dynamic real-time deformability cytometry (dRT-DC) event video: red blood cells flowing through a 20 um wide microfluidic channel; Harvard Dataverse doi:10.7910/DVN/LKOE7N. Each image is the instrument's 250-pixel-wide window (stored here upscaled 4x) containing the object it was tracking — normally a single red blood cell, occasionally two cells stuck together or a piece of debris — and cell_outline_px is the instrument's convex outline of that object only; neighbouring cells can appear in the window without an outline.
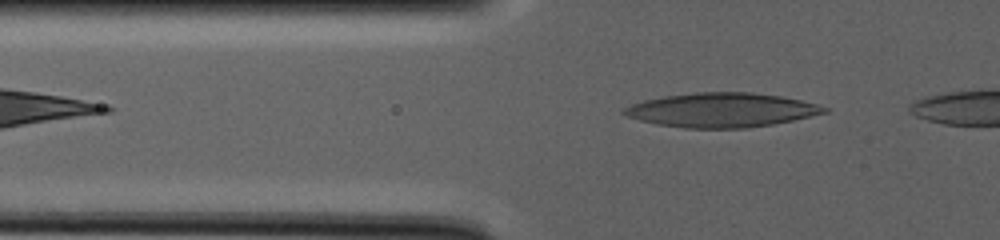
{"species": "human", "species_latin": "Homo sapiens", "temperature_condition": "warm", "stored_images_in_passage": 26, "camera_frame_rate_fps": 3000, "um_per_image_px": 0.085, "donor": {"sex": "male"}, "frame": {"image": 1, "passage_image": 2, "time_ms": 1.0, "image_size_px": [1000, 240], "cell_outline_px": [[832, 108], [828, 112], [792, 120], [772, 124], [744, 128], [684, 128], [656, 124], [640, 120], [628, 116], [620, 112], [624, 108], [632, 104], [644, 100], [664, 96], [696, 92], [752, 92], [780, 96], [800, 100]], "centroid_in_image_um": [61.33, 9.35], "position_along_channel_um": 64.5, "area_um2": 39.88}}
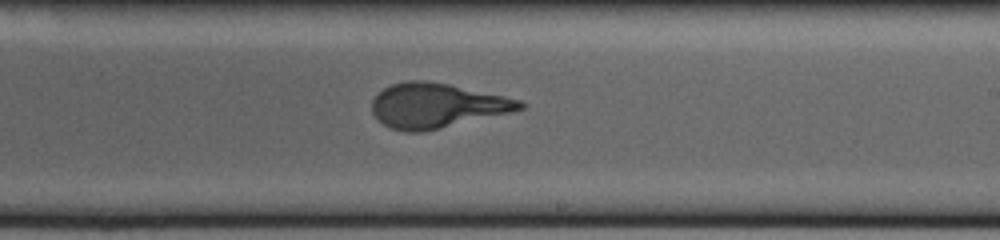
{"frame": {"image": 2, "passage_image": 14, "time_ms": 13.0, "image_size_px": [1000, 240], "cell_outline_px": [[528, 104], [524, 108], [512, 112], [440, 128], [420, 132], [404, 132], [388, 128], [372, 112], [372, 100], [384, 88], [392, 84], [408, 80], [424, 80], [448, 84], [504, 96], [520, 100]], "centroid_in_image_um": [37.12, 8.98], "position_along_channel_um": 251.9, "area_um2": 38.26}}
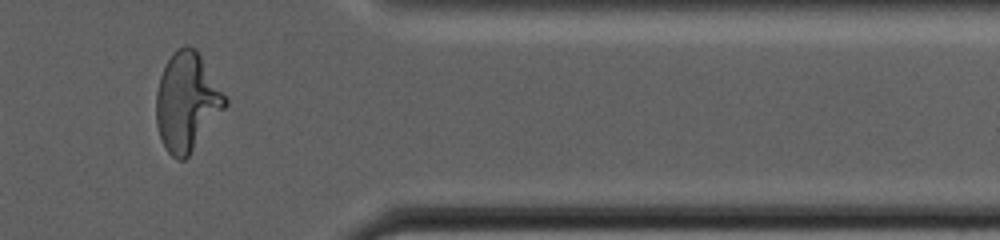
{"frame": {"image": 3, "passage_image": 23, "time_ms": 22.0, "image_size_px": [1000, 240], "cell_outline_px": [[228, 104], [188, 156], [184, 160], [176, 160], [164, 148], [160, 140], [156, 124], [156, 92], [160, 76], [172, 52], [176, 48], [184, 44], [188, 44], [196, 48], [228, 96]], "centroid_in_image_um": [15.89, 8.63], "position_along_channel_um": 395.5, "area_um2": 40.06}}